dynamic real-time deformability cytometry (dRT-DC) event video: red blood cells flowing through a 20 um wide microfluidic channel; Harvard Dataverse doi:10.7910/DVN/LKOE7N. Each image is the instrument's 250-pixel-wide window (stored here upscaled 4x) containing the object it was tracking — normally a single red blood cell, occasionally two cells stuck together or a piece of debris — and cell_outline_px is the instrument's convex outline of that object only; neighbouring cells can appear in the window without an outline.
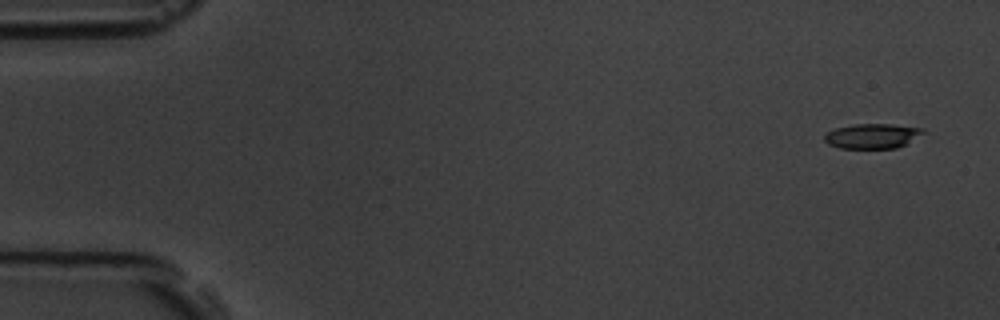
{"species": "common noctule bat (a hibernating species)", "species_latin": "Nyctalus noctula", "temperature_condition": "room temperature", "stored_images_in_passage": 5, "camera_frame_rate_fps": 3000, "um_per_image_px": 0.085, "animal": {"sex": "male", "body_mass_g": 19.5, "forearm_length_mm": 54.6}, "frame": {"image": 1, "passage_image": 1, "time_ms": 0.0, "image_size_px": [1000, 320], "cell_outline_px": [[928, 132], [896, 148], [840, 148], [828, 144], [824, 140], [824, 136], [828, 132], [836, 128], [856, 124], [892, 124], [924, 128]], "centroid_in_image_um": [74.18, 11.55], "position_along_channel_um": 10.8, "area_um2": 14.28}}
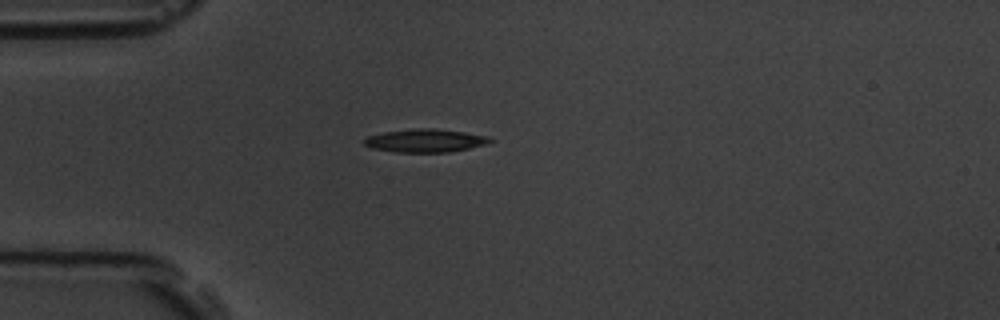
{"frame": {"image": 2, "passage_image": 5, "time_ms": 4.333, "image_size_px": [1000, 320], "cell_outline_px": [[492, 140], [484, 144], [452, 152], [396, 152], [372, 148], [364, 144], [364, 140], [368, 136], [384, 132], [416, 128], [432, 128], [464, 132], [488, 136]], "centroid_in_image_um": [36.13, 11.95], "position_along_channel_um": 48.9, "area_um2": 16.76}}